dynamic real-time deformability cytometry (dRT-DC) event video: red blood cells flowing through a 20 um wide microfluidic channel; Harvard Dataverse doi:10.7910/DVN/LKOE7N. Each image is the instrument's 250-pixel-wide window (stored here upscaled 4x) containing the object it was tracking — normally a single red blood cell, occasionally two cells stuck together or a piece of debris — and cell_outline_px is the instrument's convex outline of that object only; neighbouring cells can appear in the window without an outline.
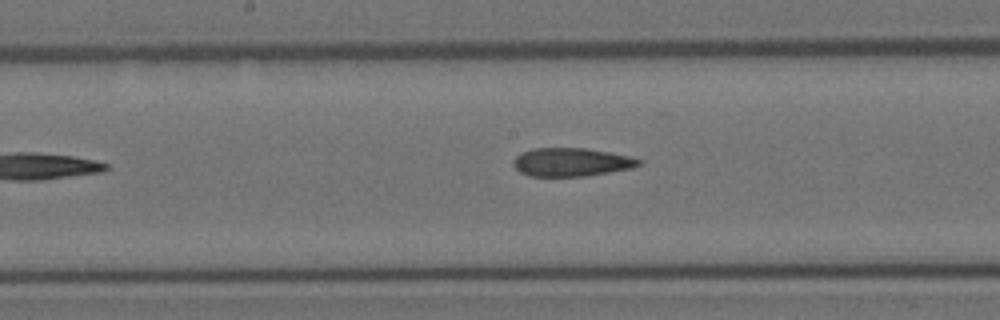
{"species": "Egyptian fruit bat (a non-hibernating species)", "species_latin": "Rousettus aegyptiacus", "temperature_condition": "room temperature", "stored_images_in_passage": 15, "camera_frame_rate_fps": 3000, "um_per_image_px": 0.085, "animal": {"sex": "female"}, "frame": {"image": 1, "passage_image": 15, "time_ms": 4.667, "image_size_px": [1000, 320], "cell_outline_px": [[644, 160], [640, 164], [632, 168], [584, 176], [528, 176], [520, 172], [512, 164], [512, 160], [520, 152], [532, 148], [584, 148], [608, 152], [628, 156]], "centroid_in_image_um": [48.52, 13.77], "position_along_channel_um": 199.7, "area_um2": 20.75}}